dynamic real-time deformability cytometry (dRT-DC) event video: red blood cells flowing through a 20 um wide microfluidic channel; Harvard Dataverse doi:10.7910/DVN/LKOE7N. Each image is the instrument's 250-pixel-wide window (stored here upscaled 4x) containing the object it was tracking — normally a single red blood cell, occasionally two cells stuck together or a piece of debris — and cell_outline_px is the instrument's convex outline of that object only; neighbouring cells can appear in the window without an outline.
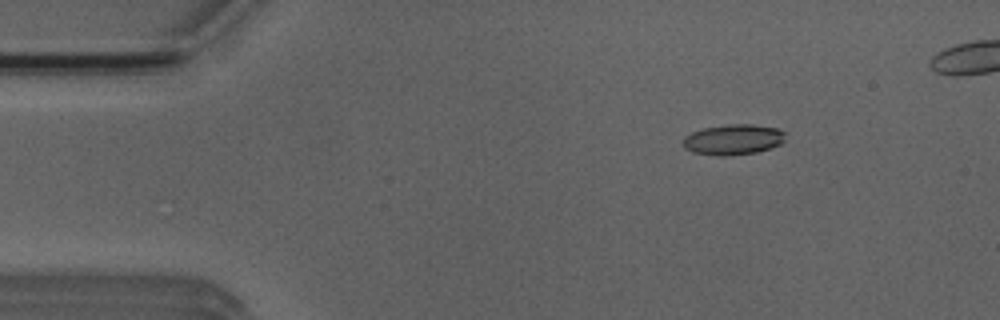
{"species": "Egyptian fruit bat (a non-hibernating species)", "species_latin": "Rousettus aegyptiacus", "temperature_condition": "room temperature", "stored_images_in_passage": 4, "camera_frame_rate_fps": 3000, "um_per_image_px": 0.085, "animal": {"sex": "male"}, "frame": {"image": 1, "passage_image": 1, "time_ms": 0.0, "image_size_px": [1000, 320], "cell_outline_px": [[784, 140], [780, 144], [772, 148], [756, 152], [732, 156], [720, 156], [692, 152], [684, 148], [684, 136], [692, 132], [704, 128], [728, 124], [752, 124], [780, 128], [784, 132]], "centroid_in_image_um": [62.34, 11.86], "position_along_channel_um": 22.7, "area_um2": 18.32}}